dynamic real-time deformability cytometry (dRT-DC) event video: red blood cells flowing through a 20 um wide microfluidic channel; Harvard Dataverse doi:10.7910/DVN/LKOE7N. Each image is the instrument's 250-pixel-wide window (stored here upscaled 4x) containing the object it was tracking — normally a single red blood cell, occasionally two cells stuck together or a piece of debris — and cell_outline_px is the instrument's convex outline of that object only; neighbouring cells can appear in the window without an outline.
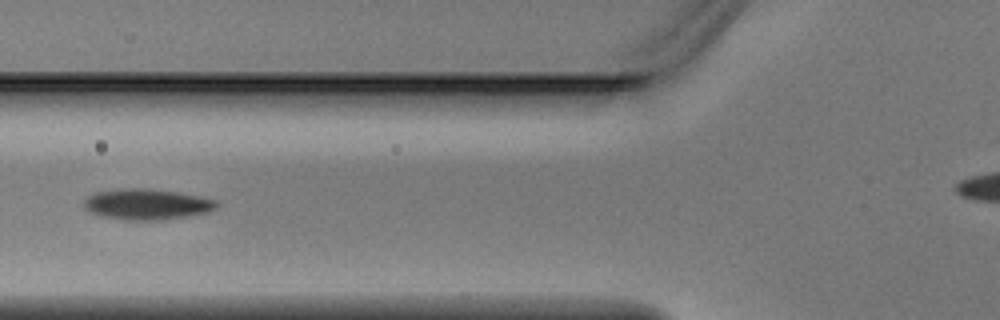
{"species": "Egyptian fruit bat (a non-hibernating species)", "species_latin": "Rousettus aegyptiacus", "temperature_condition": "warm", "stored_images_in_passage": 5, "camera_frame_rate_fps": 3000, "um_per_image_px": 0.085, "animal": {"sex": "male"}, "frame": {"image": 1, "passage_image": 4, "time_ms": 1.0, "image_size_px": [1000, 320], "cell_outline_px": [[220, 204], [216, 208], [208, 212], [188, 216], [156, 220], [124, 220], [100, 216], [84, 208], [84, 200], [88, 196], [96, 192], [120, 188], [148, 188], [176, 192], [216, 200]], "centroid_in_image_um": [12.46, 17.36], "position_along_channel_um": 113.3, "area_um2": 23.76}}